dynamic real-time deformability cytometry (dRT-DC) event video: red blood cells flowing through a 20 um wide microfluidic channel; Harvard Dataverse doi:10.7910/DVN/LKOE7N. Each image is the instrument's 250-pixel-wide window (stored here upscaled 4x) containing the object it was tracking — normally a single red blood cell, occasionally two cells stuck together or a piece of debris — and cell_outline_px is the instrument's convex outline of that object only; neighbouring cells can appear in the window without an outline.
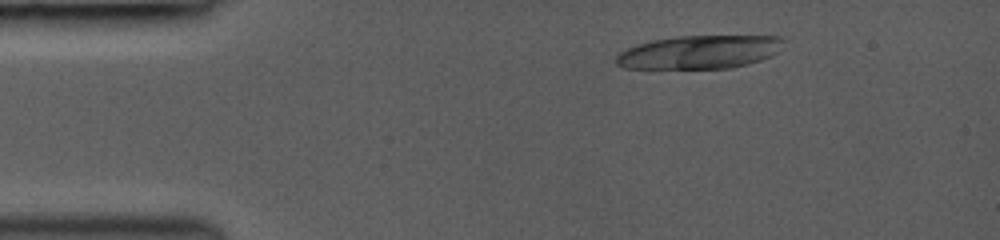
{"species": "common noctule bat (a hibernating species)", "species_latin": "Nyctalus noctula", "temperature_condition": "room temperature", "stored_images_in_passage": 17, "camera_frame_rate_fps": 3000, "um_per_image_px": 0.085, "animal": {"sex": "female", "body_mass_g": 19.0, "forearm_length_mm": 53.3}, "frame": {"image": 1, "passage_image": 2, "time_ms": 0.667, "image_size_px": [1000, 240], "cell_outline_px": [[784, 36], [776, 52], [772, 56], [748, 64], [732, 68], [624, 68], [616, 64], [616, 56], [620, 52], [636, 44], [652, 40], [676, 36]], "centroid_in_image_um": [59.42, 4.42], "position_along_channel_um": 25.6, "area_um2": 32.37}}
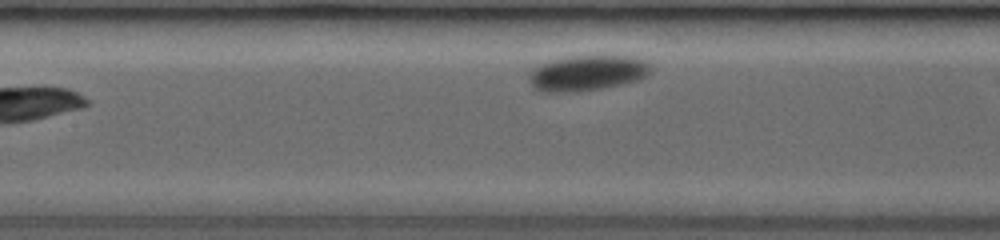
{"frame": {"image": 2, "passage_image": 17, "time_ms": 6.667, "image_size_px": [1000, 240], "cell_outline_px": [[648, 76], [640, 80], [624, 84], [604, 88], [576, 92], [540, 92], [532, 88], [528, 80], [528, 76], [540, 64], [552, 60], [568, 56], [596, 52], [632, 56], [644, 60], [648, 64]], "centroid_in_image_um": [49.93, 6.17], "position_along_channel_um": 157.5, "area_um2": 26.24}}